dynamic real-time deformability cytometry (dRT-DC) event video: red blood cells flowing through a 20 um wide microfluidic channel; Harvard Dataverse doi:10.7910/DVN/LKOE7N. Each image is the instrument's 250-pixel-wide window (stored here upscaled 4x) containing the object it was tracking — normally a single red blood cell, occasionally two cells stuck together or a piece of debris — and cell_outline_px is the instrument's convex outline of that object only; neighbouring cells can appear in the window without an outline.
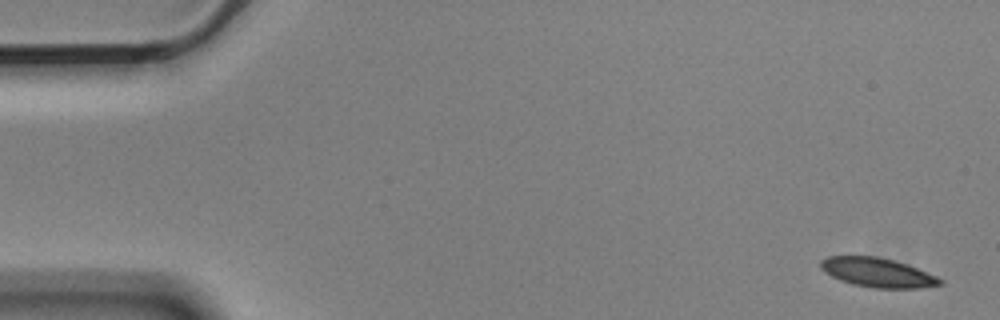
{"species": "Egyptian fruit bat (a non-hibernating species)", "species_latin": "Rousettus aegyptiacus", "temperature_condition": "cold", "stored_images_in_passage": 6, "camera_frame_rate_fps": 3000, "um_per_image_px": 0.085, "animal": {"sex": "male"}, "frame": {"image": 1, "passage_image": 1, "time_ms": 0.0, "image_size_px": [1000, 320], "cell_outline_px": [[944, 284], [920, 288], [872, 288], [852, 284], [840, 280], [824, 272], [820, 268], [820, 260], [828, 256], [876, 256], [892, 260], [916, 268], [936, 276], [944, 280]], "centroid_in_image_um": [74.57, 23.17], "position_along_channel_um": 10.4, "area_um2": 20.29}}
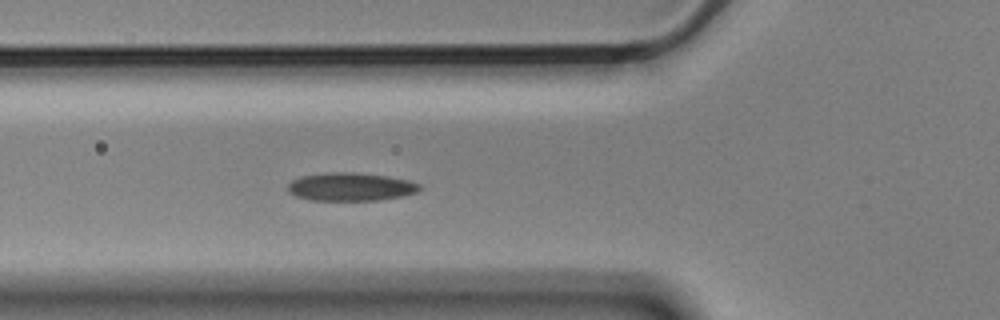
{"frame": {"image": 2, "passage_image": 6, "time_ms": 1.667, "image_size_px": [1000, 320], "cell_outline_px": [[424, 188], [416, 192], [404, 196], [380, 200], [312, 200], [296, 196], [288, 192], [288, 184], [292, 180], [300, 176], [328, 172], [356, 172], [388, 176], [408, 180], [420, 184]], "centroid_in_image_um": [29.83, 15.87], "position_along_channel_um": 96.0, "area_um2": 21.85}}